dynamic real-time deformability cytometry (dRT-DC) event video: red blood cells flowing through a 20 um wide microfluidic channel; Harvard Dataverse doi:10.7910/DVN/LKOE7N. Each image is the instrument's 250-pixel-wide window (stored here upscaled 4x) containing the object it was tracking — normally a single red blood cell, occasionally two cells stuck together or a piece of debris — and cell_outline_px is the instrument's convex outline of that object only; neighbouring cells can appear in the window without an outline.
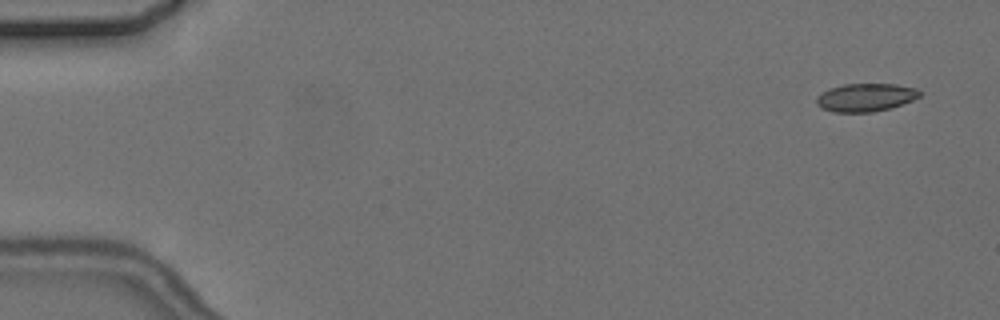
{"species": "common noctule bat (a hibernating species)", "species_latin": "Nyctalus noctula", "temperature_condition": "cold", "stored_images_in_passage": 5, "camera_frame_rate_fps": 3000, "um_per_image_px": 0.085, "animal": {"sex": "female", "body_mass_g": 24.6, "forearm_length_mm": 56.2}, "frame": {"image": 1, "passage_image": 1, "time_ms": 0.0, "image_size_px": [1000, 320], "cell_outline_px": [[924, 92], [920, 96], [912, 100], [888, 108], [872, 112], [832, 112], [820, 108], [816, 104], [816, 96], [828, 88], [844, 84], [896, 84], [916, 88]], "centroid_in_image_um": [73.54, 8.27], "position_along_channel_um": 11.5, "area_um2": 16.99}}
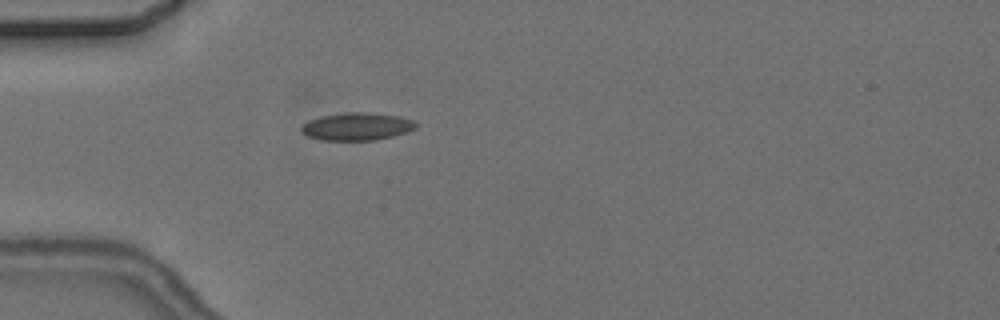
{"frame": {"image": 2, "passage_image": 5, "time_ms": 4.667, "image_size_px": [1000, 320], "cell_outline_px": [[420, 124], [416, 128], [392, 136], [376, 140], [320, 140], [308, 136], [300, 132], [300, 128], [308, 120], [320, 116], [344, 112], [372, 112], [400, 116], [412, 120]], "centroid_in_image_um": [30.33, 10.74], "position_along_channel_um": 54.7, "area_um2": 18.67}}